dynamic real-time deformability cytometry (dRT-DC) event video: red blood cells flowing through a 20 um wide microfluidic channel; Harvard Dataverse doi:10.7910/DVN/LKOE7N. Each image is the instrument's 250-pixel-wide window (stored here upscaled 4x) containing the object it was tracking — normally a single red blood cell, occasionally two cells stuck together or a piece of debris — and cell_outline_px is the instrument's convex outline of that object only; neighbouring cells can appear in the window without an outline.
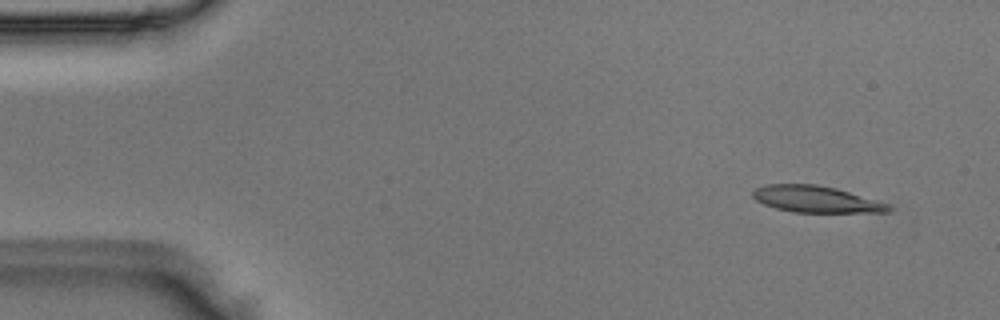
{"species": "Egyptian fruit bat (a non-hibernating species)", "species_latin": "Rousettus aegyptiacus", "temperature_condition": "room temperature", "stored_images_in_passage": 49, "camera_frame_rate_fps": 3000, "um_per_image_px": 0.085, "animal": {"sex": "male"}, "frame": {"image": 1, "passage_image": 3, "time_ms": 0.667, "image_size_px": [1000, 320], "cell_outline_px": [[892, 212], [792, 212], [776, 208], [764, 204], [756, 200], [752, 196], [752, 192], [756, 188], [768, 184], [816, 184], [836, 188], [888, 204], [892, 208]], "centroid_in_image_um": [69.34, 16.93], "position_along_channel_um": 15.7, "area_um2": 20.81}}
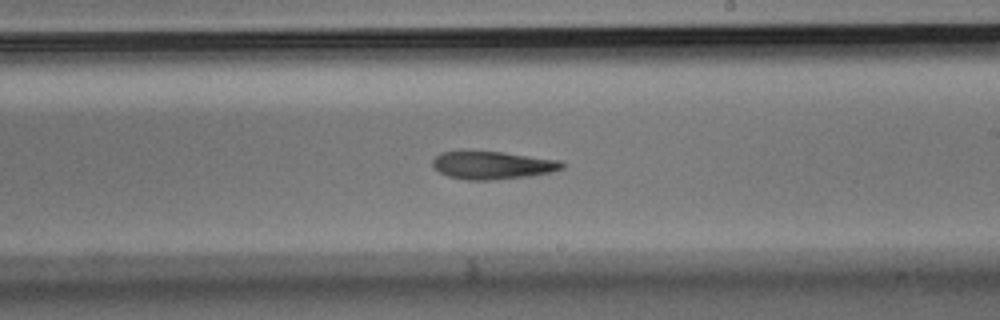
{"frame": {"image": 2, "passage_image": 28, "time_ms": 9.0, "image_size_px": [1000, 320], "cell_outline_px": [[564, 168], [552, 172], [528, 176], [488, 180], [464, 180], [448, 176], [440, 172], [432, 164], [432, 160], [440, 152], [460, 148], [504, 152], [560, 160], [564, 164]], "centroid_in_image_um": [41.8, 14.0], "position_along_channel_um": 247.2, "area_um2": 21.73}}
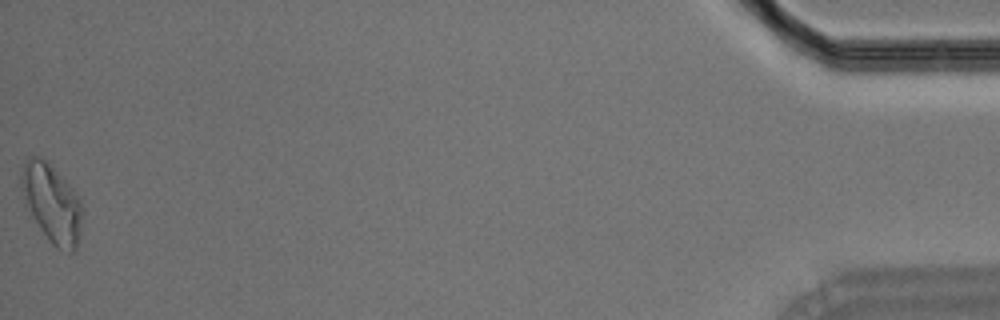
{"frame": {"image": 3, "passage_image": 49, "time_ms": 16.0, "image_size_px": [1000, 320], "cell_outline_px": [[84, 208], [80, 232], [76, 248], [72, 252], [56, 248], [52, 244], [40, 228], [24, 196], [20, 184], [20, 176], [24, 160], [28, 156], [40, 156], [76, 192]], "centroid_in_image_um": [4.43, 17.27], "position_along_channel_um": 430.8, "area_um2": 27.22}}